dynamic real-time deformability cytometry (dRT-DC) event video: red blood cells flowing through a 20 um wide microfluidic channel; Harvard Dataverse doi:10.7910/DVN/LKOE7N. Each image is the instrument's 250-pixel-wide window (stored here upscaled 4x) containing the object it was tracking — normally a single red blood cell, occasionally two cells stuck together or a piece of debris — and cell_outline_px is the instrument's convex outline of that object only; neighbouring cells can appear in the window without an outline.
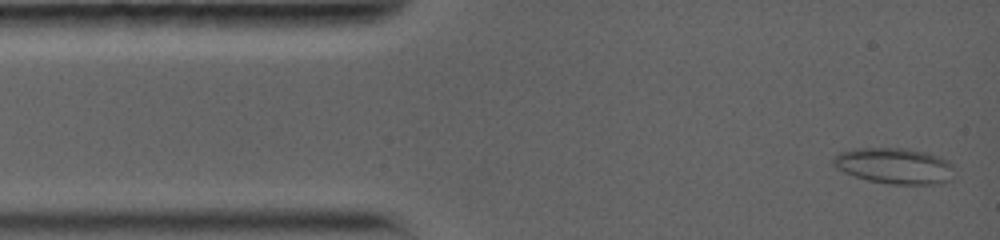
{"species": "common noctule bat (a hibernating species)", "species_latin": "Nyctalus noctula", "temperature_condition": "warm", "stored_images_in_passage": 75, "camera_frame_rate_fps": 5000, "um_per_image_px": 0.085, "animal": {"sex": "female", "body_mass_g": 19.0, "forearm_length_mm": 56.7}, "frame": {"image": 1, "passage_image": 2, "time_ms": 0.2, "image_size_px": [1000, 240], "cell_outline_px": [[952, 180], [944, 184], [888, 184], [868, 180], [844, 172], [836, 168], [832, 164], [832, 156], [840, 152], [852, 148], [904, 148], [928, 152], [940, 156], [948, 160], [952, 164]], "centroid_in_image_um": [76.04, 14.09], "position_along_channel_um": 9.0, "area_um2": 25.72}}
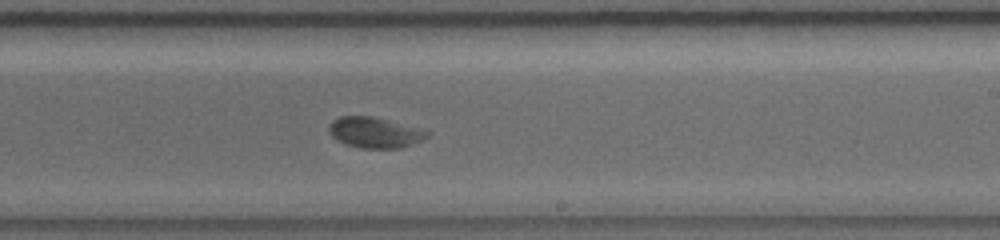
{"frame": {"image": 2, "passage_image": 44, "time_ms": 8.6, "image_size_px": [1000, 240], "cell_outline_px": [[432, 132], [428, 136], [412, 144], [400, 148], [360, 148], [344, 144], [336, 140], [328, 132], [328, 128], [332, 120], [340, 116], [372, 116]], "centroid_in_image_um": [31.8, 11.27], "position_along_channel_um": 257.2, "area_um2": 17.46}}
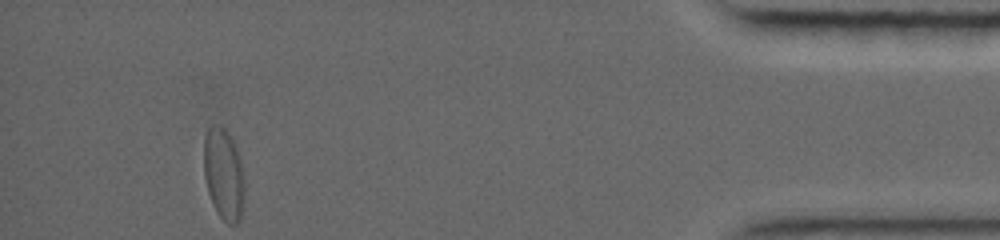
{"frame": {"image": 3, "passage_image": 75, "time_ms": 14.8, "image_size_px": [1000, 240], "cell_outline_px": [[244, 200], [240, 220], [236, 224], [228, 224], [216, 212], [208, 192], [204, 176], [204, 136], [208, 128], [212, 124], [216, 124], [224, 128], [232, 136], [240, 160], [244, 176]], "centroid_in_image_um": [19.01, 14.79], "position_along_channel_um": 416.2, "area_um2": 21.96}, "authors_computed_cell_mechanics": {"area_um2": 18.2648, "velocity_mm_per_s": 3.7596, "shape_relaxation_time_tau1_ms": 7.7883, "shape_relaxation_time_tau2_ms": null, "deformation_change_tau1": 0.164, "deformation_change_tau2": null}}